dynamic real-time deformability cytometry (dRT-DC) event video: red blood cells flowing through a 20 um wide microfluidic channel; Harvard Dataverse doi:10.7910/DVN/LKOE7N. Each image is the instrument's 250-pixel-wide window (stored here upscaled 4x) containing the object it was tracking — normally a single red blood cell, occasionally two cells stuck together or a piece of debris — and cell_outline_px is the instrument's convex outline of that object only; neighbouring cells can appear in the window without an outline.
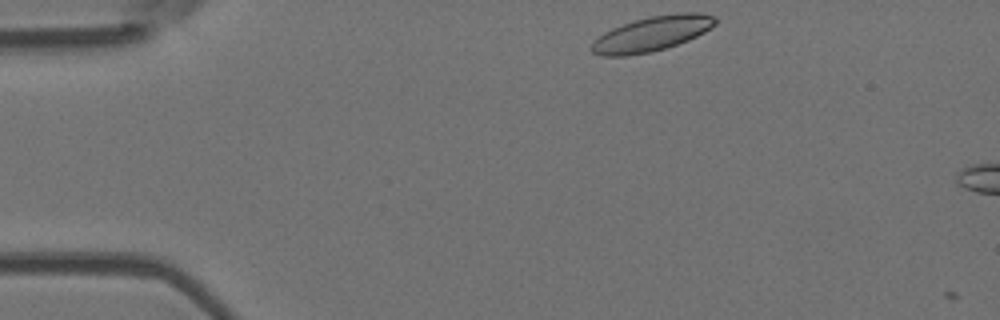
{"species": "Egyptian fruit bat (a non-hibernating species)", "species_latin": "Rousettus aegyptiacus", "temperature_condition": "room temperature", "stored_images_in_passage": 6, "camera_frame_rate_fps": 3000, "um_per_image_px": 0.085, "animal": {"sex": "female"}, "frame": {"image": 1, "passage_image": 1, "time_ms": 0.0, "image_size_px": [1000, 320], "cell_outline_px": [[716, 24], [704, 32], [688, 40], [652, 52], [628, 56], [600, 56], [592, 52], [588, 48], [592, 40], [604, 32], [612, 28], [648, 16], [676, 12], [700, 12], [716, 16]], "centroid_in_image_um": [55.38, 2.87], "position_along_channel_um": 29.6, "area_um2": 25.43}}